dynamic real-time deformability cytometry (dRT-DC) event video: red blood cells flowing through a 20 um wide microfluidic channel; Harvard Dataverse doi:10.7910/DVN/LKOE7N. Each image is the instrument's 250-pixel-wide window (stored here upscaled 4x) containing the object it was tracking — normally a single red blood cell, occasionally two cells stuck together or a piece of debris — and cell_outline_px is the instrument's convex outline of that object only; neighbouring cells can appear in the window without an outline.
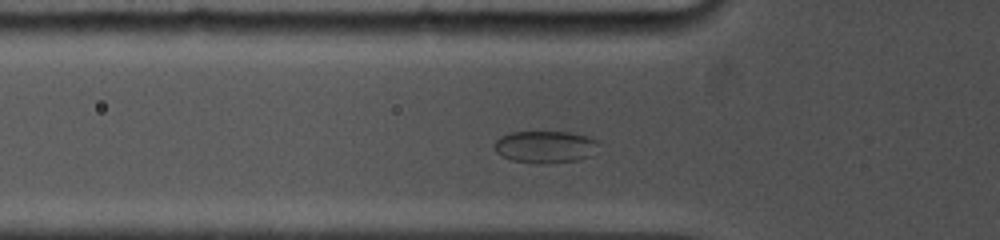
{"species": "common noctule bat (a hibernating species)", "species_latin": "Nyctalus noctula", "temperature_condition": "cold", "stored_images_in_passage": 8, "camera_frame_rate_fps": 5000, "um_per_image_px": 0.085, "animal": {"sex": "female", "body_mass_g": 19.0, "forearm_length_mm": 53.3}, "frame": {"image": 1, "passage_image": 2, "time_ms": 0.2, "image_size_px": [1000, 240], "cell_outline_px": [[600, 144], [592, 156], [580, 160], [512, 160], [500, 156], [496, 152], [492, 144], [500, 136], [512, 132], [572, 132], [588, 136], [600, 140]], "centroid_in_image_um": [46.38, 12.42], "position_along_channel_um": 79.4, "area_um2": 19.02}}